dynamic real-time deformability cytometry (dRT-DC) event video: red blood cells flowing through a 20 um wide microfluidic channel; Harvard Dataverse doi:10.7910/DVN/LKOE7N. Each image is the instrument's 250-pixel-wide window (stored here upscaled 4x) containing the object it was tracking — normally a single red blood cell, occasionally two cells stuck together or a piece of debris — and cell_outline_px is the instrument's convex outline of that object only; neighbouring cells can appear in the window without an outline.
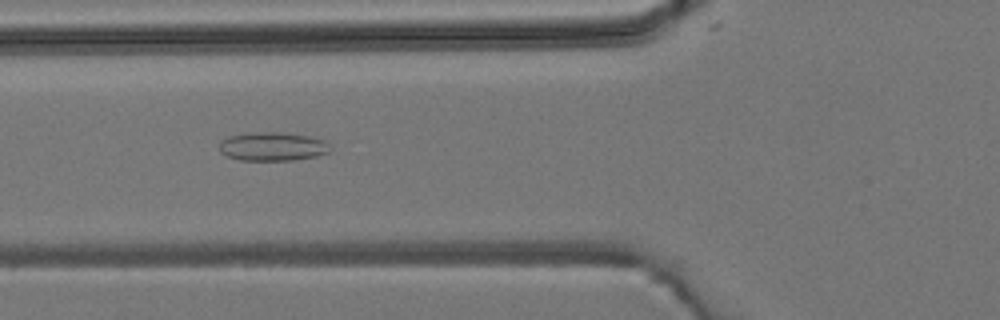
{"species": "common noctule bat (a hibernating species)", "species_latin": "Nyctalus noctula", "temperature_condition": "room temperature", "stored_images_in_passage": 9, "camera_frame_rate_fps": 3000, "um_per_image_px": 0.085, "animal": {"sex": "male", "body_mass_g": 19.2, "forearm_length_mm": 51.8}, "frame": {"image": 1, "passage_image": 7, "time_ms": 6.667, "image_size_px": [1000, 320], "cell_outline_px": [[332, 148], [328, 152], [316, 156], [292, 160], [240, 160], [228, 156], [220, 152], [220, 144], [228, 136], [244, 132], [284, 132], [308, 136], [324, 140]], "centroid_in_image_um": [23.17, 12.44], "position_along_channel_um": 102.6, "area_um2": 18.55}}
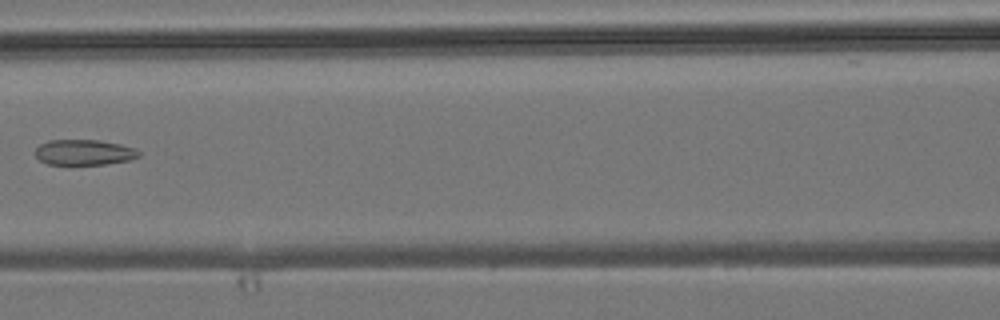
{"frame": {"image": 2, "passage_image": 8, "time_ms": 8.0, "image_size_px": [1000, 320], "cell_outline_px": [[140, 156], [128, 160], [104, 164], [72, 168], [48, 164], [40, 160], [36, 156], [36, 148], [40, 144], [48, 140], [100, 140], [120, 144], [136, 148], [140, 152]], "centroid_in_image_um": [7.12, 12.99], "position_along_channel_um": 159.5, "area_um2": 16.13}}
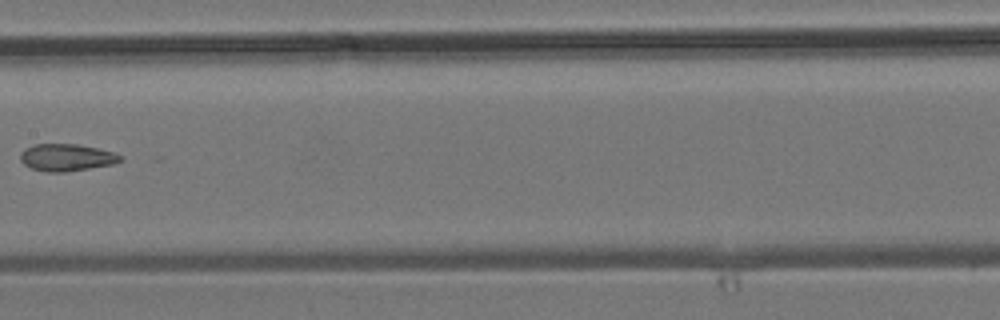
{"frame": {"image": 3, "passage_image": 9, "time_ms": 9.0, "image_size_px": [1000, 320], "cell_outline_px": [[124, 160], [112, 164], [64, 172], [48, 172], [32, 168], [24, 164], [20, 160], [20, 152], [24, 148], [36, 144], [76, 144], [96, 148], [112, 152], [124, 156]], "centroid_in_image_um": [5.65, 13.38], "position_along_channel_um": 201.8, "area_um2": 15.72}}